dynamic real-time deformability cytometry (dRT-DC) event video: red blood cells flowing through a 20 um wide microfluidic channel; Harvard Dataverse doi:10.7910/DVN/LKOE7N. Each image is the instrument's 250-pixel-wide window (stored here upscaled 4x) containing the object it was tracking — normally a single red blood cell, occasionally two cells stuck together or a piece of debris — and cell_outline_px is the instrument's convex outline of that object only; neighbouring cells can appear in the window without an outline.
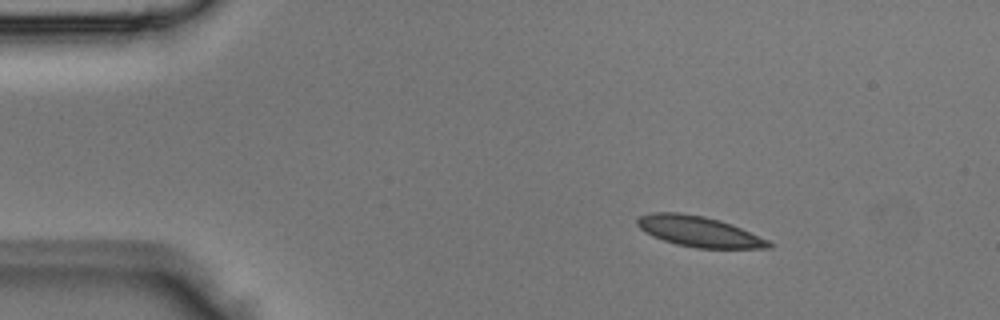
{"species": "Egyptian fruit bat (a non-hibernating species)", "species_latin": "Rousettus aegyptiacus", "temperature_condition": "room temperature", "stored_images_in_passage": 4, "camera_frame_rate_fps": 3000, "um_per_image_px": 0.085, "animal": {"sex": "male"}, "frame": {"image": 1, "passage_image": 1, "time_ms": 0.0, "image_size_px": [1000, 320], "cell_outline_px": [[772, 248], [696, 248], [676, 244], [652, 236], [640, 228], [636, 224], [636, 220], [640, 216], [652, 212], [680, 212], [704, 216], [720, 220], [732, 224], [768, 240], [772, 244]], "centroid_in_image_um": [59.39, 19.67], "position_along_channel_um": 25.6, "area_um2": 23.35}}
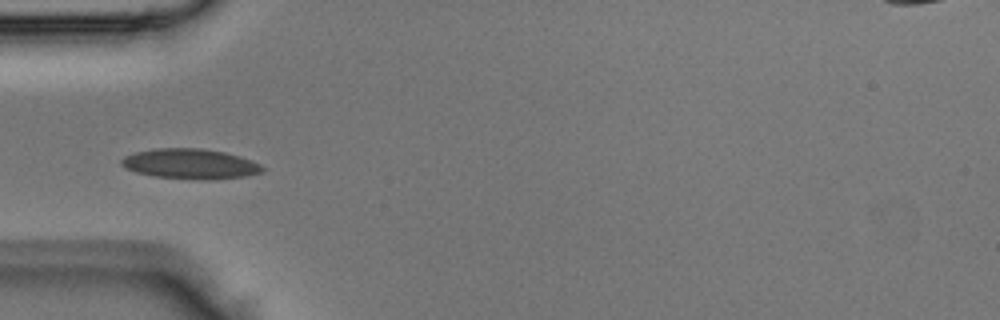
{"frame": {"image": 2, "passage_image": 3, "time_ms": 0.667, "image_size_px": [1000, 320], "cell_outline_px": [[264, 172], [244, 176], [212, 180], [200, 180], [156, 176], [136, 172], [124, 168], [120, 164], [120, 160], [124, 156], [136, 152], [152, 148], [200, 148], [224, 152], [240, 156], [260, 164], [264, 168]], "centroid_in_image_um": [16.16, 13.93], "position_along_channel_um": 68.8, "area_um2": 24.85}}